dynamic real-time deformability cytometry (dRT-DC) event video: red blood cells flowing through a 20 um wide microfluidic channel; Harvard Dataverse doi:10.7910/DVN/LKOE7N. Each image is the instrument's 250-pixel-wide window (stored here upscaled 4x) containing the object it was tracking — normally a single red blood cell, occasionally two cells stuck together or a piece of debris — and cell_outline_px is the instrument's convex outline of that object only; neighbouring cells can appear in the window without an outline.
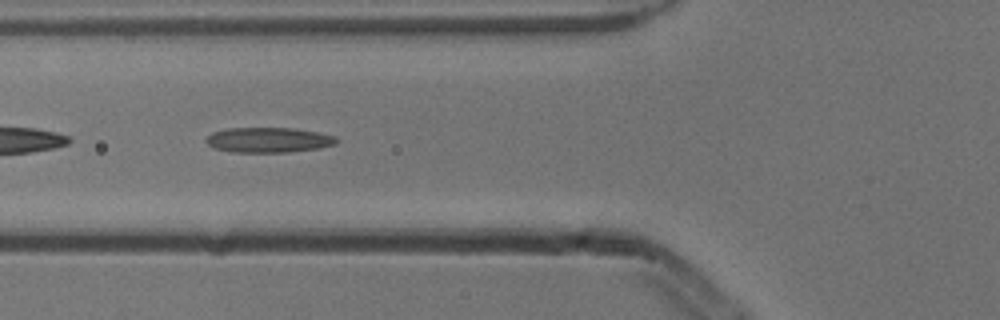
{"species": "common noctule bat (a hibernating species)", "species_latin": "Nyctalus noctula", "temperature_condition": "cold", "stored_images_in_passage": 52, "segment_of_instrument_passage": [2, 2], "camera_frame_rate_fps": 3000, "um_per_image_px": 0.085, "animal": {"sex": "male", "body_mass_g": 13.3}, "frame": {"image": 1, "passage_image": 19, "time_ms": 6.0, "image_size_px": [1000, 320], "cell_outline_px": [[340, 140], [336, 144], [320, 148], [288, 152], [232, 152], [216, 148], [208, 144], [204, 140], [212, 132], [228, 128], [292, 128], [316, 132], [336, 136]], "centroid_in_image_um": [22.85, 11.89], "position_along_channel_um": 103.0, "area_um2": 19.07}}
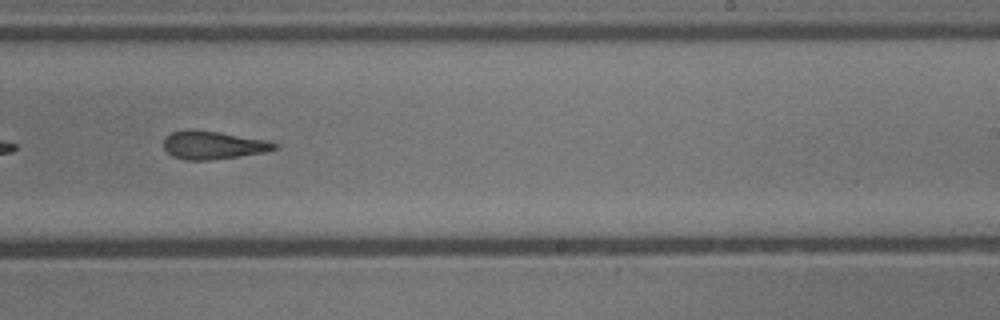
{"frame": {"image": 2, "passage_image": 32, "time_ms": 10.333, "image_size_px": [1000, 320], "cell_outline_px": [[276, 148], [264, 152], [212, 160], [184, 160], [172, 156], [164, 148], [164, 140], [172, 132], [188, 128], [192, 128], [220, 132], [268, 140], [276, 144]], "centroid_in_image_um": [18.08, 12.32], "position_along_channel_um": 270.9, "area_um2": 18.21}}
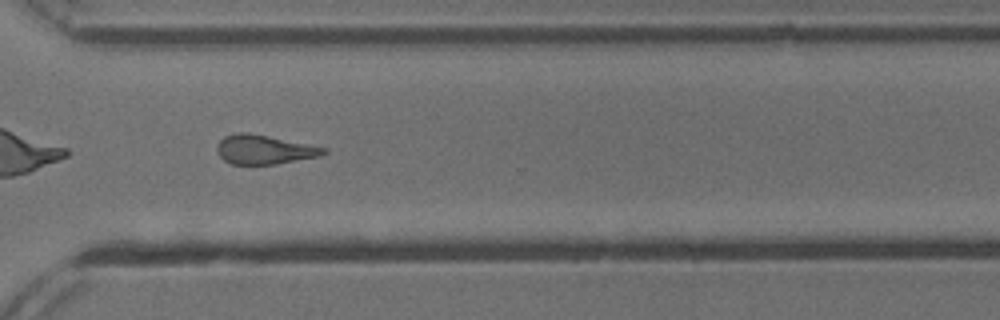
{"frame": {"image": 3, "passage_image": 38, "time_ms": 12.333, "image_size_px": [1000, 320], "cell_outline_px": [[328, 152], [320, 156], [276, 164], [232, 164], [224, 160], [220, 156], [216, 148], [216, 144], [224, 136], [236, 132], [248, 132], [328, 148]], "centroid_in_image_um": [22.45, 12.7], "position_along_channel_um": 348.2, "area_um2": 18.15}}